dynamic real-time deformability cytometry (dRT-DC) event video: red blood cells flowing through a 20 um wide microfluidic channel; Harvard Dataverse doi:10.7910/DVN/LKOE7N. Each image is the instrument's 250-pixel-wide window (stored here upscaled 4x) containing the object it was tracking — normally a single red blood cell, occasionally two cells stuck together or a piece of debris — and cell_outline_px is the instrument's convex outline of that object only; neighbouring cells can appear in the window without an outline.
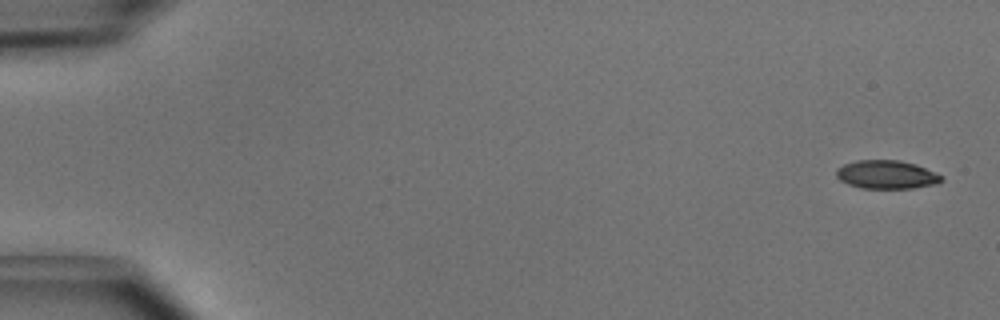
{"species": "common noctule bat (a hibernating species)", "species_latin": "Nyctalus noctula", "temperature_condition": "cold", "stored_images_in_passage": 4, "camera_frame_rate_fps": 3000, "um_per_image_px": 0.085, "animal": {"sex": "male", "body_mass_g": 15.6}, "frame": {"image": 1, "passage_image": 1, "time_ms": 0.0, "image_size_px": [1000, 320], "cell_outline_px": [[944, 180], [936, 184], [912, 188], [860, 188], [848, 184], [840, 180], [836, 176], [836, 168], [844, 164], [856, 160], [900, 160], [916, 164], [944, 176]], "centroid_in_image_um": [75.36, 14.83], "position_along_channel_um": 9.6, "area_um2": 17.57}}
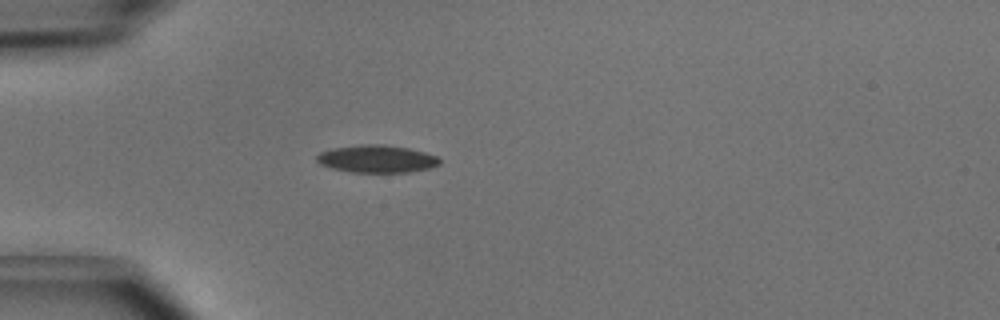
{"frame": {"image": 2, "passage_image": 4, "time_ms": 1.0, "image_size_px": [1000, 320], "cell_outline_px": [[440, 164], [428, 168], [408, 172], [352, 172], [332, 168], [320, 164], [316, 160], [316, 156], [320, 152], [332, 148], [360, 144], [384, 144], [408, 148], [424, 152], [436, 156], [440, 160]], "centroid_in_image_um": [32.0, 13.49], "position_along_channel_um": 53.0, "area_um2": 19.65}}